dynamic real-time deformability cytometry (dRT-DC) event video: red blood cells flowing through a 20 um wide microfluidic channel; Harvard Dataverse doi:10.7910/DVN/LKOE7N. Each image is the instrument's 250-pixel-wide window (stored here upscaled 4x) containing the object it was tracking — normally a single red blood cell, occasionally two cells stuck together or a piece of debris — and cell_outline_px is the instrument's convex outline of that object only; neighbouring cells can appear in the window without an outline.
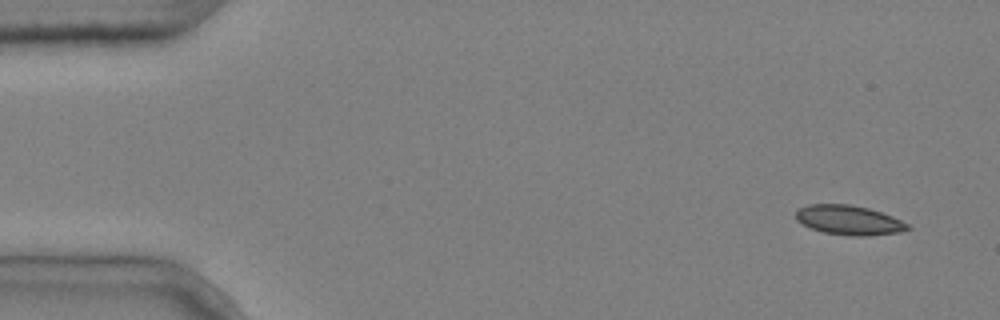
{"species": "common noctule bat (a hibernating species)", "species_latin": "Nyctalus noctula", "temperature_condition": "cold", "stored_images_in_passage": 7, "camera_frame_rate_fps": 3000, "um_per_image_px": 0.085, "animal": {"sex": "male", "body_mass_g": 20.4}, "frame": {"image": 1, "passage_image": 1, "time_ms": 0.0, "image_size_px": [1000, 320], "cell_outline_px": [[912, 228], [900, 232], [860, 236], [852, 236], [824, 232], [812, 228], [796, 220], [796, 212], [800, 208], [808, 204], [848, 204], [868, 208], [892, 216], [908, 224]], "centroid_in_image_um": [72.16, 18.7], "position_along_channel_um": 12.8, "area_um2": 18.96}}
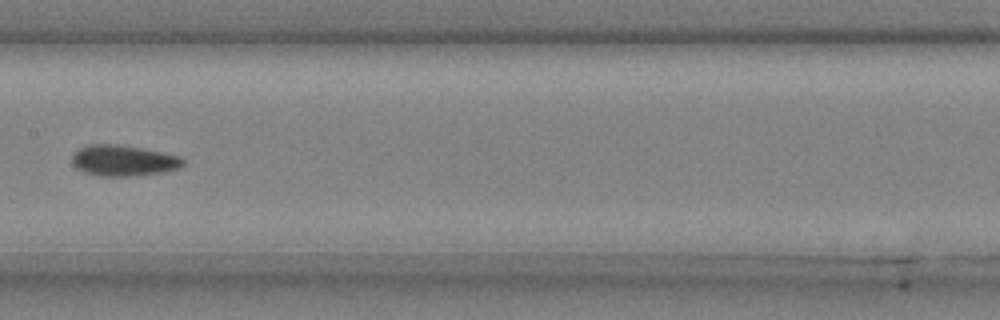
{"frame": {"image": 2, "passage_image": 7, "time_ms": 2.0, "image_size_px": [1000, 320], "cell_outline_px": [[184, 164], [180, 168], [164, 172], [128, 176], [100, 176], [84, 172], [76, 168], [72, 164], [72, 156], [80, 148], [88, 144], [116, 144], [144, 148], [180, 156], [184, 160]], "centroid_in_image_um": [10.5, 13.64], "position_along_channel_um": 196.9, "area_um2": 20.06}}